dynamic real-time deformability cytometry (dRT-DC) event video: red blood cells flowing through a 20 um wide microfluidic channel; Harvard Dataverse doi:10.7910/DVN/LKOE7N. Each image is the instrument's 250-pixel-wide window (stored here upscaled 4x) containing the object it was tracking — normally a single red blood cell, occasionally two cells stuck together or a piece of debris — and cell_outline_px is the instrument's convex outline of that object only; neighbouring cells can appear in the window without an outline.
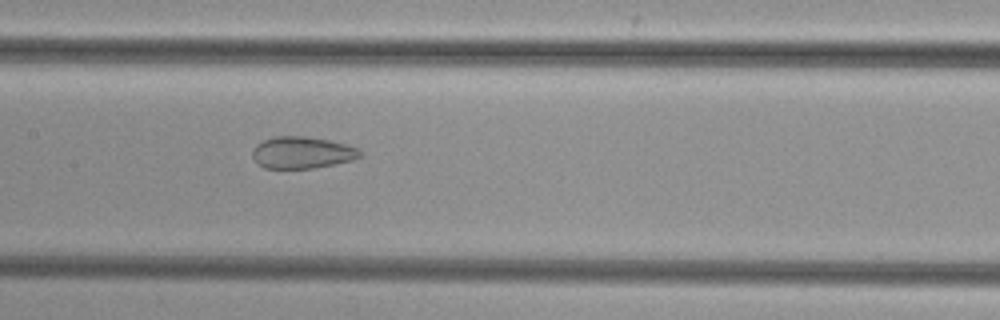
{"species": "common noctule bat (a hibernating species)", "species_latin": "Nyctalus noctula", "temperature_condition": "cold", "stored_images_in_passage": 52, "camera_frame_rate_fps": 3000, "um_per_image_px": 0.085, "animal": {"sex": "female", "body_mass_g": 29.2, "forearm_length_mm": 56.3}, "frame": {"image": 1, "passage_image": 26, "time_ms": 8.333, "image_size_px": [1000, 320], "cell_outline_px": [[364, 156], [352, 160], [336, 164], [312, 168], [264, 168], [252, 156], [252, 148], [256, 144], [272, 136], [304, 136], [328, 140], [344, 144], [356, 148]], "centroid_in_image_um": [25.66, 12.96], "position_along_channel_um": 181.7, "area_um2": 19.88}}
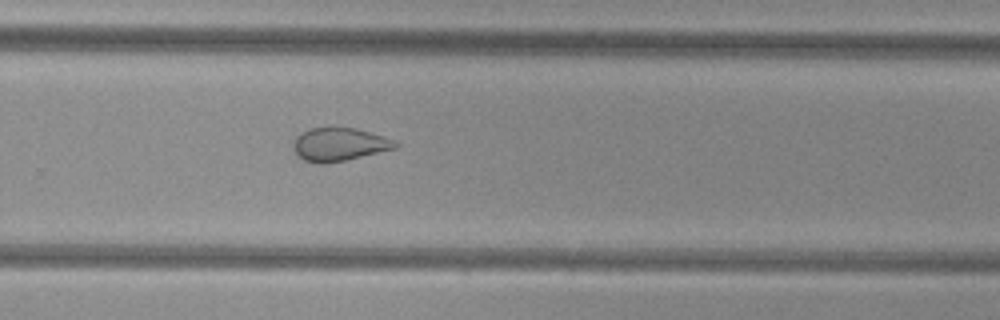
{"frame": {"image": 2, "passage_image": 35, "time_ms": 11.333, "image_size_px": [1000, 320], "cell_outline_px": [[400, 144], [396, 148], [344, 160], [324, 164], [316, 164], [304, 160], [296, 156], [292, 144], [296, 136], [300, 132], [312, 128], [356, 128], [384, 136], [396, 140]], "centroid_in_image_um": [28.81, 12.28], "position_along_channel_um": 301.0, "area_um2": 19.83}}
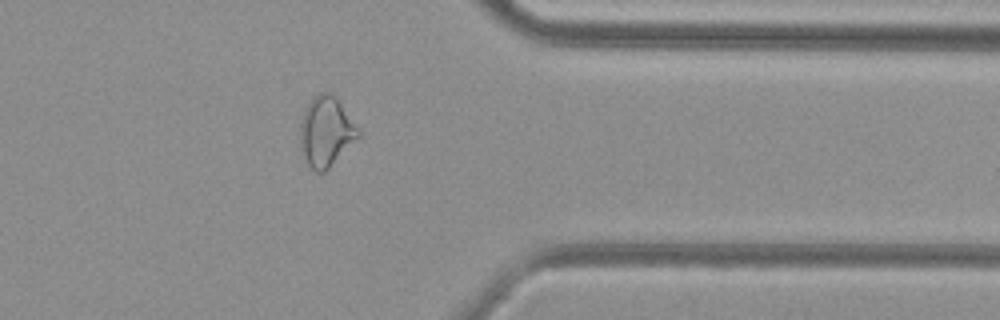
{"frame": {"image": 3, "passage_image": 42, "time_ms": 13.667, "image_size_px": [1000, 320], "cell_outline_px": [[360, 136], [324, 172], [316, 172], [308, 164], [304, 156], [300, 144], [300, 124], [304, 112], [312, 96], [320, 92], [332, 92], [360, 128]], "centroid_in_image_um": [27.73, 11.15], "position_along_channel_um": 383.7, "area_um2": 23.58}}